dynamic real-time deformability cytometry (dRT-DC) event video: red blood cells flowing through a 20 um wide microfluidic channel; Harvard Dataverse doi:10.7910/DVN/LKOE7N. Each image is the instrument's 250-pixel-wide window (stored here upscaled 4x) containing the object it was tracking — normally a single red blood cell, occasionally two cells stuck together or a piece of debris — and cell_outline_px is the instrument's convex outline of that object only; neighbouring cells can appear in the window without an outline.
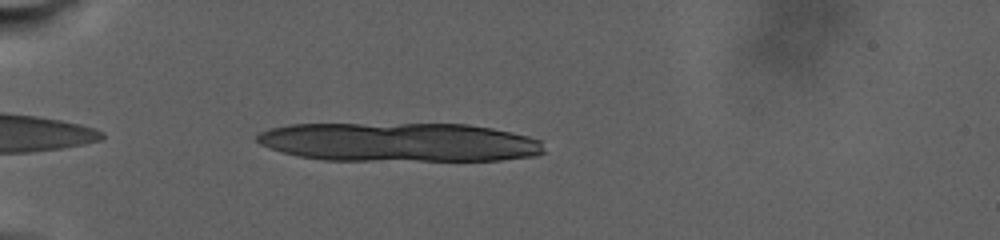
{"species": "human", "species_latin": "Homo sapiens", "temperature_condition": "warm", "stored_images_in_passage": 6, "camera_frame_rate_fps": 3000, "um_per_image_px": 0.085, "donor": {"sex": "male"}, "frame": {"image": 1, "passage_image": 2, "time_ms": 0.667, "image_size_px": [1000, 240], "cell_outline_px": [[544, 152], [536, 156], [500, 160], [324, 160], [300, 156], [268, 148], [260, 144], [256, 140], [256, 136], [260, 132], [268, 128], [288, 124], [468, 124], [492, 128], [528, 136], [540, 140]], "centroid_in_image_um": [33.91, 12.08], "position_along_channel_um": 51.1, "area_um2": 65.31}}